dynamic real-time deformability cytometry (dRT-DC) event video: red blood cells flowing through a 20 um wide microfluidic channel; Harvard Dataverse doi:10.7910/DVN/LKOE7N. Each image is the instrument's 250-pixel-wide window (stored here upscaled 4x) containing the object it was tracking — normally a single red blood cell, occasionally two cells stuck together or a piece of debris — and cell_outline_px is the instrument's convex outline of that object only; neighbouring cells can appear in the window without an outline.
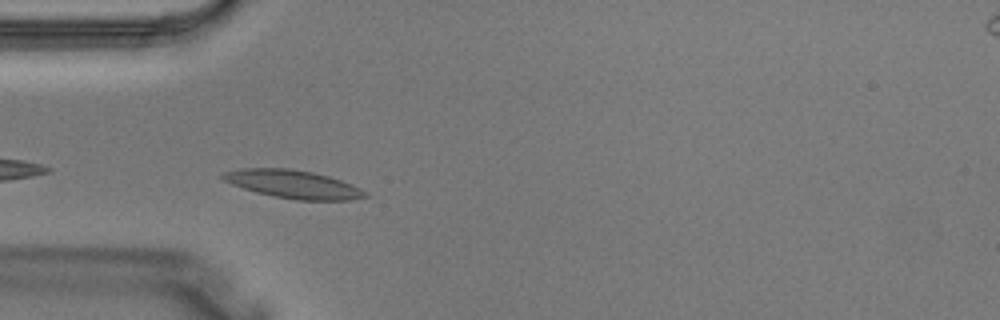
{"species": "Egyptian fruit bat (a non-hibernating species)", "species_latin": "Rousettus aegyptiacus", "temperature_condition": "warm", "stored_images_in_passage": 4, "camera_frame_rate_fps": 3000, "um_per_image_px": 0.085, "animal": {"sex": "male"}, "frame": {"image": 1, "passage_image": 3, "time_ms": 0.667, "image_size_px": [1000, 320], "cell_outline_px": [[368, 196], [352, 200], [296, 200], [272, 196], [256, 192], [232, 184], [224, 180], [220, 176], [224, 172], [244, 168], [292, 168], [312, 172], [328, 176], [352, 184], [360, 188]], "centroid_in_image_um": [24.92, 15.66], "position_along_channel_um": 60.1, "area_um2": 23.24}}